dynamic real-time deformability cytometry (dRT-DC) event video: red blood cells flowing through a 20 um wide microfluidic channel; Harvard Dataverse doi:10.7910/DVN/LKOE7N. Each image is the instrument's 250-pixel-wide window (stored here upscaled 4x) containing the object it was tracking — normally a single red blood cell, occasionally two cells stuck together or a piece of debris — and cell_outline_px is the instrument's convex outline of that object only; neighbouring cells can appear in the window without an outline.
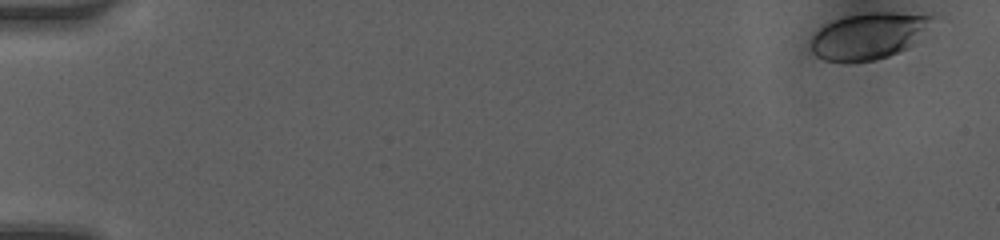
{"species": "human", "species_latin": "Homo sapiens", "temperature_condition": "room temperature", "stored_images_in_passage": 43, "camera_frame_rate_fps": 3000, "um_per_image_px": 0.085, "donor": {"sex": "female"}, "frame": {"image": 1, "passage_image": 1, "time_ms": 0.0, "image_size_px": [1000, 240], "cell_outline_px": [[944, 16], [908, 48], [900, 52], [876, 60], [848, 64], [824, 60], [816, 56], [812, 52], [812, 36], [820, 28], [844, 16], [868, 12], [940, 12]], "centroid_in_image_um": [74.03, 3.02], "position_along_channel_um": 11.0, "area_um2": 34.39}}
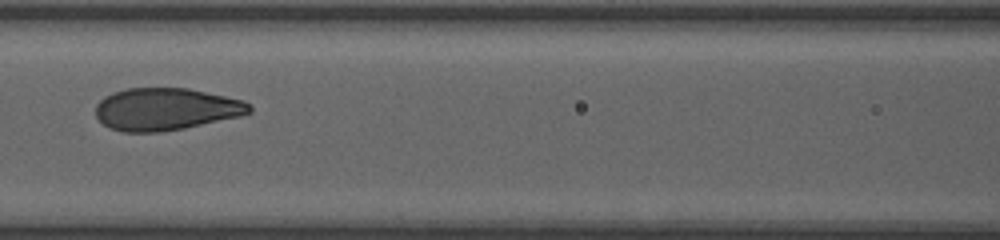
{"frame": {"image": 2, "passage_image": 23, "time_ms": 7.333, "image_size_px": [1000, 240], "cell_outline_px": [[252, 112], [240, 116], [184, 128], [156, 132], [124, 132], [112, 128], [104, 124], [96, 116], [96, 104], [104, 96], [112, 92], [128, 88], [188, 88], [244, 100], [252, 104]], "centroid_in_image_um": [14.11, 9.26], "position_along_channel_um": 152.5, "area_um2": 37.86}}
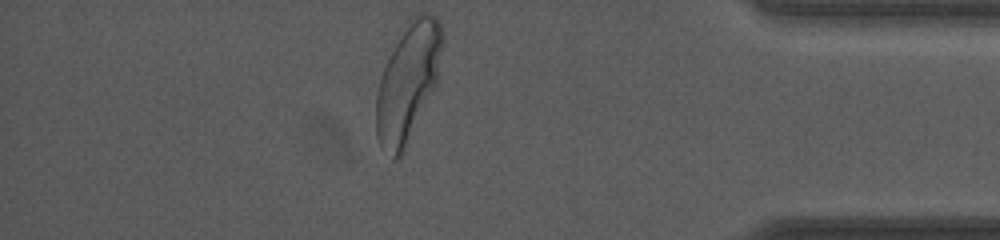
{"frame": {"image": 3, "passage_image": 43, "time_ms": 14.0, "image_size_px": [1000, 240], "cell_outline_px": [[444, 40], [436, 84], [404, 152], [396, 160], [392, 160], [380, 148], [376, 136], [376, 96], [380, 80], [384, 68], [400, 36], [412, 16], [420, 12], [428, 12], [436, 16], [444, 32]], "centroid_in_image_um": [34.69, 7.03], "position_along_channel_um": 400.5, "area_um2": 45.32}, "authors_computed_cell_mechanics": {"area_um2": 38.0902, "velocity_mm_per_s": 4.1754, "shape_relaxation_time_tau1_ms": 2.4958, "shape_relaxation_time_tau2_ms": null, "deformation_change_tau1": 0.154, "deformation_change_tau2": null}}